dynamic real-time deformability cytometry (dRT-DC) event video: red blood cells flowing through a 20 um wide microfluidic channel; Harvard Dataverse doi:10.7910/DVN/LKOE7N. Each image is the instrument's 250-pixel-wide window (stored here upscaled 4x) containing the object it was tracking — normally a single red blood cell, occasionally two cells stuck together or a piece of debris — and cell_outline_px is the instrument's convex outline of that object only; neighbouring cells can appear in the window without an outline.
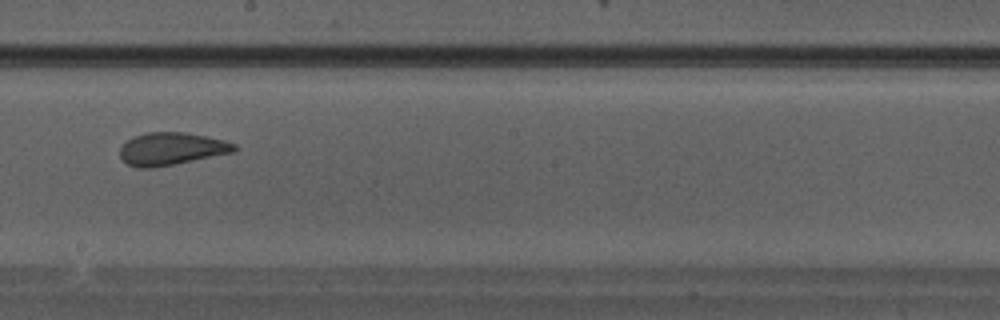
{"species": "Egyptian fruit bat (a non-hibernating species)", "species_latin": "Rousettus aegyptiacus", "temperature_condition": "warm", "stored_images_in_passage": 30, "camera_frame_rate_fps": 3000, "um_per_image_px": 0.085, "animal": {"sex": "male"}, "frame": {"image": 1, "passage_image": 18, "time_ms": 5.667, "image_size_px": [1000, 320], "cell_outline_px": [[240, 148], [236, 152], [176, 164], [152, 168], [140, 168], [128, 164], [120, 156], [120, 148], [132, 136], [148, 132], [184, 132], [224, 140], [236, 144]], "centroid_in_image_um": [14.62, 12.65], "position_along_channel_um": 233.6, "area_um2": 21.85}}
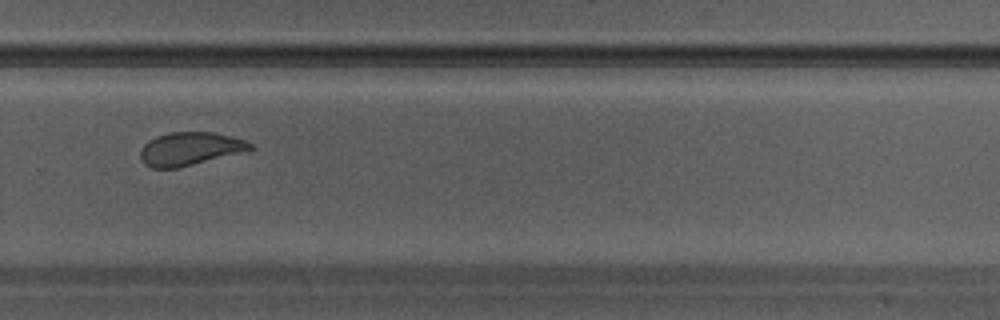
{"frame": {"image": 2, "passage_image": 22, "time_ms": 7.0, "image_size_px": [1000, 320], "cell_outline_px": [[252, 148], [240, 152], [176, 168], [152, 168], [144, 164], [140, 156], [140, 148], [148, 140], [156, 136], [168, 132], [212, 132], [244, 140], [252, 144]], "centroid_in_image_um": [16.04, 12.64], "position_along_channel_um": 313.8, "area_um2": 20.81}}